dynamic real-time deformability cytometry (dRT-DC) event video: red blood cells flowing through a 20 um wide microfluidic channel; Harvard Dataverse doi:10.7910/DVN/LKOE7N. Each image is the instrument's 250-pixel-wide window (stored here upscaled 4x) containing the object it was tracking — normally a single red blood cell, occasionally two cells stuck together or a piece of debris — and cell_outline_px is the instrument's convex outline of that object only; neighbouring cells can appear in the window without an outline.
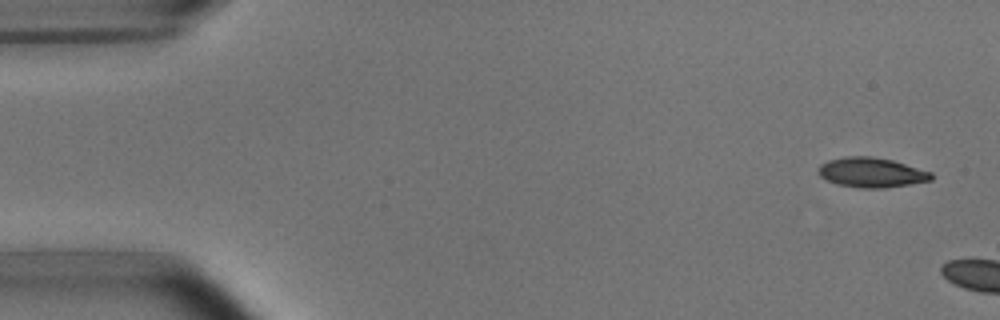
{"species": "common noctule bat (a hibernating species)", "species_latin": "Nyctalus noctula", "temperature_condition": "room temperature", "stored_images_in_passage": 3, "camera_frame_rate_fps": 3000, "um_per_image_px": 0.085, "animal": {"sex": "male", "body_mass_g": 15.6}, "frame": {"image": 1, "passage_image": 1, "time_ms": 0.0, "image_size_px": [1000, 320], "cell_outline_px": [[932, 180], [884, 188], [860, 188], [836, 184], [820, 176], [816, 172], [816, 168], [820, 164], [828, 160], [844, 156], [872, 156], [892, 160], [932, 172]], "centroid_in_image_um": [74.02, 14.65], "position_along_channel_um": 11.0, "area_um2": 19.71}}